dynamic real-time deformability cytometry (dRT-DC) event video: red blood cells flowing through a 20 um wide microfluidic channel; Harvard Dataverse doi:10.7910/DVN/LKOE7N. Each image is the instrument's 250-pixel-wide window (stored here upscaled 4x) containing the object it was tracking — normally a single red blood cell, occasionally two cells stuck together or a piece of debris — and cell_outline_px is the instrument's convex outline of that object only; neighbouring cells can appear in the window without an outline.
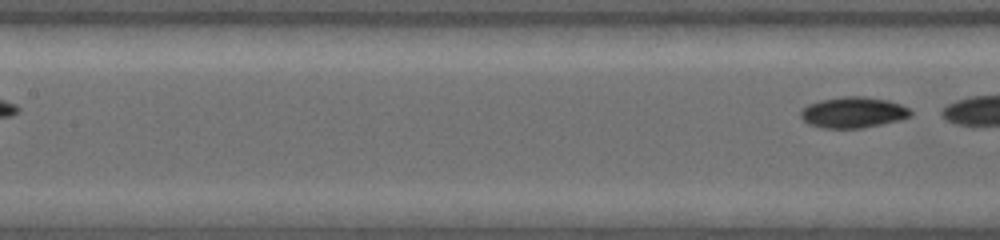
{"species": "common noctule bat (a hibernating species)", "species_latin": "Nyctalus noctula", "temperature_condition": "warm", "stored_images_in_passage": 5, "segment_of_instrument_passage": [2, 2], "camera_frame_rate_fps": 4500, "um_per_image_px": 0.085, "animal": {"sex": "female", "body_mass_g": 19.0, "forearm_length_mm": 53.3}, "frame": {"image": 1, "passage_image": 5, "time_ms": 3.556, "image_size_px": [1000, 240], "cell_outline_px": [[912, 112], [908, 116], [896, 120], [880, 124], [860, 128], [824, 128], [808, 124], [800, 116], [800, 112], [808, 104], [820, 100], [840, 96], [864, 96], [888, 100], [900, 104], [908, 108]], "centroid_in_image_um": [72.47, 9.54], "position_along_channel_um": 134.9, "area_um2": 19.59}}